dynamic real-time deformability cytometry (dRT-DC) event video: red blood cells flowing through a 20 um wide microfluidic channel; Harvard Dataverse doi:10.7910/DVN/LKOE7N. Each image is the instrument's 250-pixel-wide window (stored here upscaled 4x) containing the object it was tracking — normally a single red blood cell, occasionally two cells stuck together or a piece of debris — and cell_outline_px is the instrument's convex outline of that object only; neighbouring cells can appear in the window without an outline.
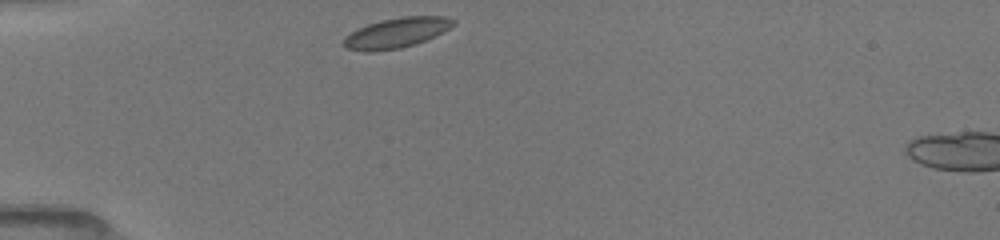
{"species": "common noctule bat (a hibernating species)", "species_latin": "Nyctalus noctula", "temperature_condition": "room temperature", "stored_images_in_passage": 37, "camera_frame_rate_fps": 3000, "um_per_image_px": 0.085, "animal": {"sex": "female", "body_mass_g": 19.5, "forearm_length_mm": 54.1}, "frame": {"image": 1, "passage_image": 1, "time_ms": 0.0, "image_size_px": [1000, 240], "cell_outline_px": [[456, 24], [424, 40], [400, 48], [372, 52], [364, 52], [344, 48], [340, 44], [344, 36], [368, 24], [380, 20], [400, 16], [444, 16], [456, 20]], "centroid_in_image_um": [33.62, 2.79], "position_along_channel_um": 51.4, "area_um2": 19.19}}
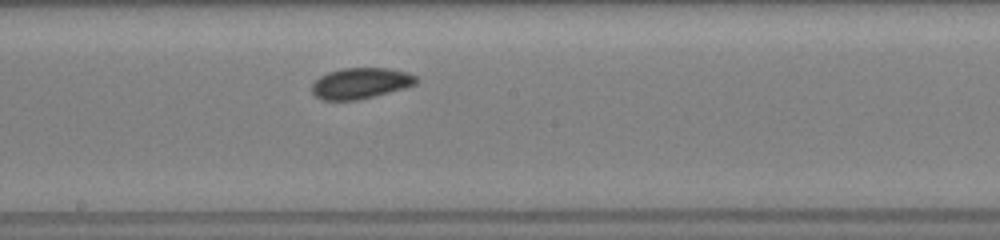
{"frame": {"image": 2, "passage_image": 15, "time_ms": 4.667, "image_size_px": [1000, 240], "cell_outline_px": [[420, 80], [416, 84], [404, 88], [356, 100], [320, 100], [312, 96], [312, 84], [320, 76], [328, 72], [344, 68], [388, 68], [408, 72], [416, 76]], "centroid_in_image_um": [30.64, 7.07], "position_along_channel_um": 217.6, "area_um2": 18.84}}
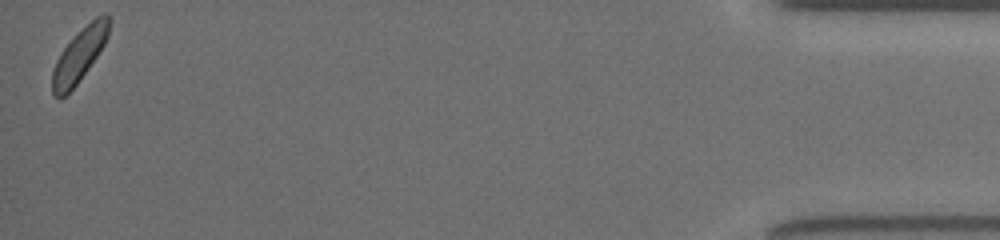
{"frame": {"image": 3, "passage_image": 37, "time_ms": 12.0, "image_size_px": [1000, 240], "cell_outline_px": [[108, 36], [104, 44], [96, 56], [76, 84], [60, 100], [52, 96], [52, 72], [56, 60], [60, 52], [76, 32], [96, 16], [104, 12], [108, 12]], "centroid_in_image_um": [6.7, 4.67], "position_along_channel_um": 428.5, "area_um2": 17.46}, "authors_computed_cell_mechanics": {"area_um2": 18.5538, "velocity_mm_per_s": 3.9884, "shape_relaxation_time_tau1_ms": 3.5423, "shape_relaxation_time_tau2_ms": null, "deformation_change_tau1": 0.063, "deformation_change_tau2": null}}